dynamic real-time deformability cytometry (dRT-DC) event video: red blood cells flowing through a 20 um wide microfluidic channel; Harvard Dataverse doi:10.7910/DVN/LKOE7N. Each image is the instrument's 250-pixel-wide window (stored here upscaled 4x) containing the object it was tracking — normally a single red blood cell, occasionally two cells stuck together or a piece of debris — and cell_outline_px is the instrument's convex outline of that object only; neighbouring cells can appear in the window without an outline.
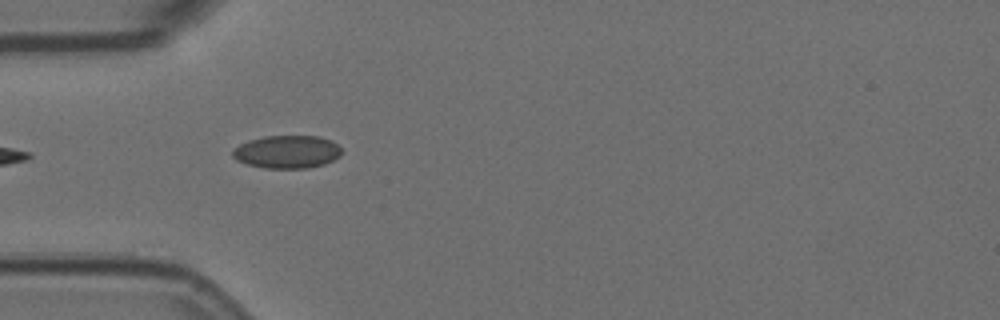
{"species": "Egyptian fruit bat (a non-hibernating species)", "species_latin": "Rousettus aegyptiacus", "temperature_condition": "room temperature", "stored_images_in_passage": 6, "camera_frame_rate_fps": 3000, "um_per_image_px": 0.085, "animal": {"sex": "female"}, "frame": {"image": 1, "passage_image": 5, "time_ms": 1.333, "image_size_px": [1000, 320], "cell_outline_px": [[344, 152], [340, 156], [324, 164], [308, 168], [264, 168], [248, 164], [236, 160], [232, 156], [232, 148], [248, 140], [264, 136], [320, 136], [332, 140]], "centroid_in_image_um": [24.4, 12.9], "position_along_channel_um": 60.6, "area_um2": 21.1}}
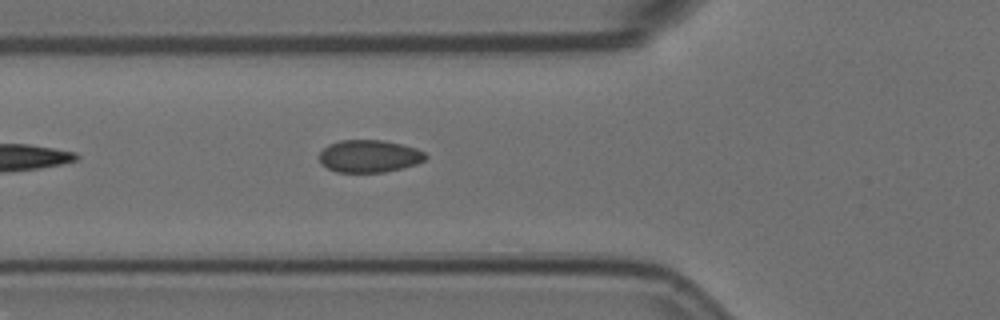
{"frame": {"image": 2, "passage_image": 6, "time_ms": 1.667, "image_size_px": [1000, 320], "cell_outline_px": [[428, 156], [424, 160], [416, 164], [384, 172], [336, 172], [320, 164], [320, 152], [328, 144], [340, 140], [384, 140], [416, 148], [424, 152]], "centroid_in_image_um": [31.36, 13.27], "position_along_channel_um": 94.4, "area_um2": 20.06}}